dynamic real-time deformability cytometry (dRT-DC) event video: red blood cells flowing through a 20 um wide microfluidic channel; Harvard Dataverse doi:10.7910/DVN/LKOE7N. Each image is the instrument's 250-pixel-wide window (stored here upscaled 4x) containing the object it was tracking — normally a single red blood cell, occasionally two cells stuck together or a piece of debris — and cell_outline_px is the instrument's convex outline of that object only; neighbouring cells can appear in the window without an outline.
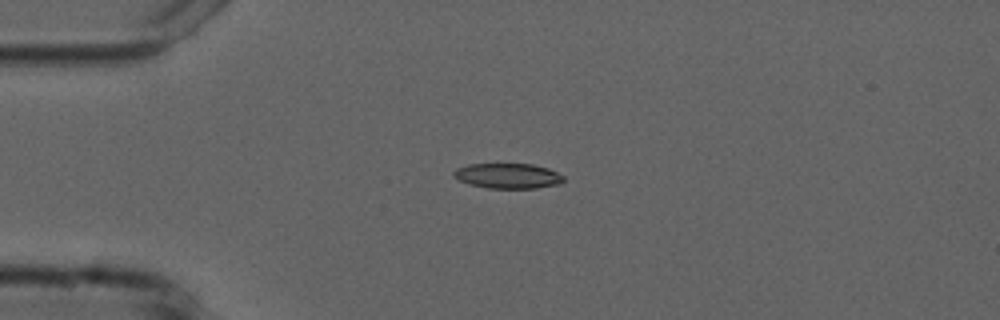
{"species": "common noctule bat (a hibernating species)", "species_latin": "Nyctalus noctula", "temperature_condition": "cold", "stored_images_in_passage": 42, "camera_frame_rate_fps": 3000, "um_per_image_px": 0.085, "animal": {"sex": "male", "forearm_length_mm": 52.5}, "frame": {"image": 1, "passage_image": 1, "time_ms": 0.0, "image_size_px": [1000, 320], "cell_outline_px": [[564, 180], [560, 184], [536, 188], [488, 188], [468, 184], [452, 176], [452, 172], [456, 168], [468, 164], [532, 164], [548, 168], [564, 176]], "centroid_in_image_um": [43.15, 14.95], "position_along_channel_um": 41.8, "area_um2": 16.18}}
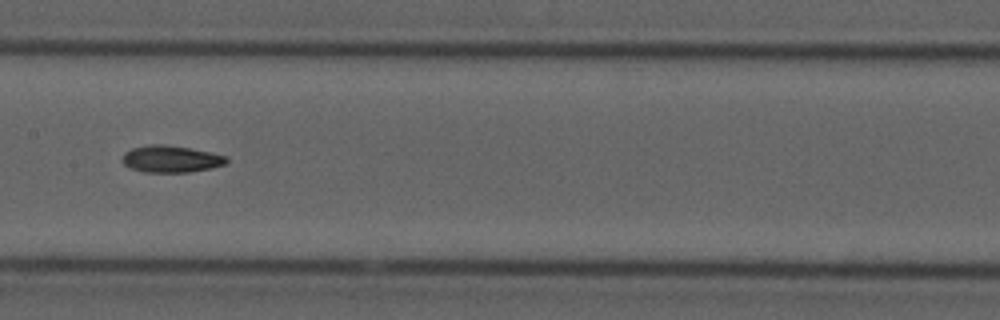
{"frame": {"image": 2, "passage_image": 15, "time_ms": 4.667, "image_size_px": [1000, 320], "cell_outline_px": [[228, 164], [212, 168], [188, 172], [144, 172], [128, 168], [124, 164], [124, 152], [132, 148], [148, 144], [164, 144], [192, 148], [212, 152], [228, 156]], "centroid_in_image_um": [14.58, 13.51], "position_along_channel_um": 192.8, "area_um2": 16.59}}
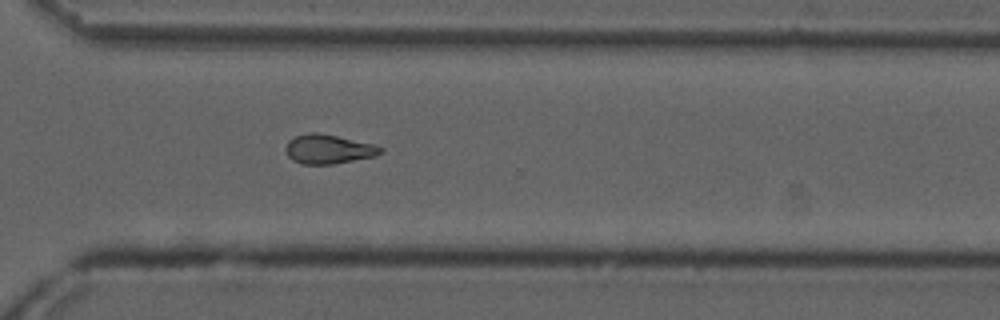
{"frame": {"image": 3, "passage_image": 27, "time_ms": 8.667, "image_size_px": [1000, 320], "cell_outline_px": [[384, 152], [376, 156], [332, 164], [304, 164], [292, 160], [288, 156], [284, 148], [288, 140], [296, 136], [308, 132], [316, 132], [376, 144], [384, 148]], "centroid_in_image_um": [27.93, 12.67], "position_along_channel_um": 342.7, "area_um2": 16.3}, "authors_computed_cell_mechanics": {"area_um2": 16.2129, "velocity_mm_per_s": 3.7543, "shape_relaxation_time_tau1_ms": 10.6378, "shape_relaxation_time_tau2_ms": null, "deformation_change_tau1": 0.2142, "deformation_change_tau2": null}}